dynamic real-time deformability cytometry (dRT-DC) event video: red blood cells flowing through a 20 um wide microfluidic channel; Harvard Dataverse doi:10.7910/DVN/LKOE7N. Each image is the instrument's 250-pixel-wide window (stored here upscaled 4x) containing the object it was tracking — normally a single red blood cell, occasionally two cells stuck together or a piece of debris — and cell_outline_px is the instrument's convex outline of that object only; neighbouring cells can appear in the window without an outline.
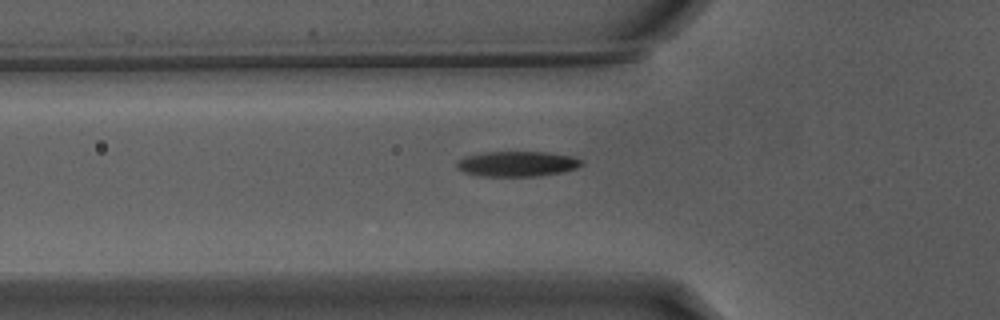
{"species": "Egyptian fruit bat (a non-hibernating species)", "species_latin": "Rousettus aegyptiacus", "temperature_condition": "warm", "stored_images_in_passage": 31, "camera_frame_rate_fps": 3000, "um_per_image_px": 0.085, "animal": {"sex": "male"}, "frame": {"image": 1, "passage_image": 2, "time_ms": 0.333, "image_size_px": [1000, 320], "cell_outline_px": [[584, 164], [560, 172], [540, 176], [484, 176], [464, 172], [456, 168], [456, 160], [464, 156], [484, 152], [548, 152], [572, 156], [584, 160]], "centroid_in_image_um": [43.92, 13.92], "position_along_channel_um": 81.9, "area_um2": 18.38}}
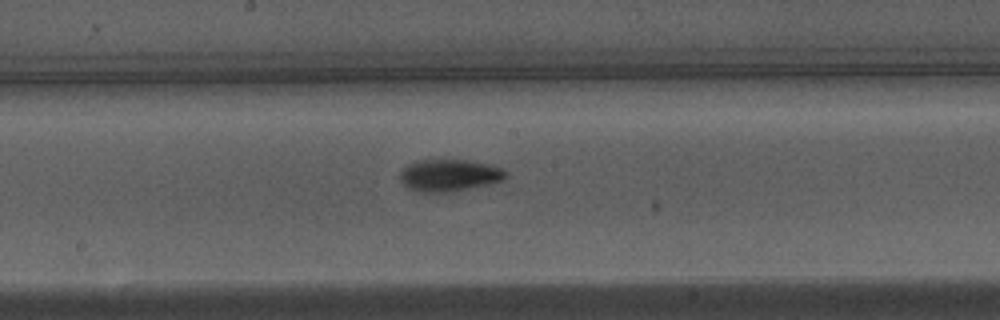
{"frame": {"image": 2, "passage_image": 12, "time_ms": 3.667, "image_size_px": [1000, 320], "cell_outline_px": [[504, 176], [500, 180], [452, 192], [424, 192], [408, 188], [400, 180], [400, 172], [408, 164], [416, 160], [468, 160], [492, 164], [500, 168], [504, 172]], "centroid_in_image_um": [38.12, 14.88], "position_along_channel_um": 210.1, "area_um2": 19.31}}
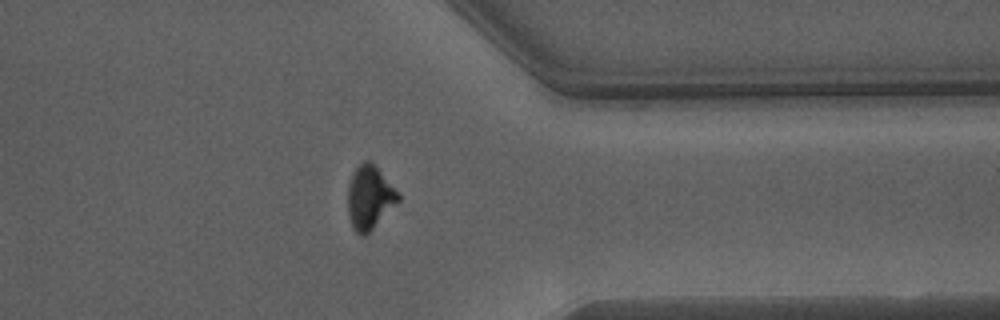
{"frame": {"image": 3, "passage_image": 26, "time_ms": 8.333, "image_size_px": [1000, 320], "cell_outline_px": [[400, 200], [364, 236], [360, 236], [352, 228], [348, 216], [348, 184], [356, 168], [364, 160], [368, 160], [376, 168], [400, 196]], "centroid_in_image_um": [31.37, 16.82], "position_along_channel_um": 380.0, "area_um2": 18.03}, "authors_computed_cell_mechanics": {"area_um2": 18.8428, "velocity_mm_per_s": 3.8311, "shape_relaxation_time_tau1_ms": 2.4024, "shape_relaxation_time_tau2_ms": 3.0921, "deformation_change_tau1": 0.1591, "deformation_change_tau2": 0.0895}}